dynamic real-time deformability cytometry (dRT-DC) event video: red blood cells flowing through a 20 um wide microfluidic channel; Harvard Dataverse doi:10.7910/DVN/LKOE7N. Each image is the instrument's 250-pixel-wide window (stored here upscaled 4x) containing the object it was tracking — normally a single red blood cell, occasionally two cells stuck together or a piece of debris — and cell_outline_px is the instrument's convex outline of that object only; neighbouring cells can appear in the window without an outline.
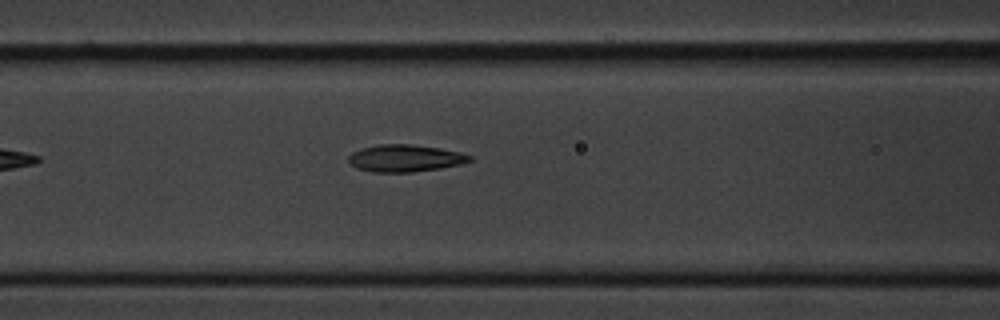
{"species": "common noctule bat (a hibernating species)", "species_latin": "Nyctalus noctula", "temperature_condition": "cold", "stored_images_in_passage": 7, "camera_frame_rate_fps": 3000, "um_per_image_px": 0.085, "animal": {"sex": "male", "body_mass_g": 20.1, "forearm_length_mm": 53.5}, "frame": {"image": 1, "passage_image": 7, "time_ms": 7.0, "image_size_px": [1000, 320], "cell_outline_px": [[472, 160], [460, 164], [440, 168], [412, 172], [372, 172], [356, 168], [348, 160], [348, 156], [352, 152], [360, 148], [376, 144], [412, 144], [440, 148], [460, 152], [472, 156]], "centroid_in_image_um": [34.4, 13.44], "position_along_channel_um": 132.2, "area_um2": 19.25}}